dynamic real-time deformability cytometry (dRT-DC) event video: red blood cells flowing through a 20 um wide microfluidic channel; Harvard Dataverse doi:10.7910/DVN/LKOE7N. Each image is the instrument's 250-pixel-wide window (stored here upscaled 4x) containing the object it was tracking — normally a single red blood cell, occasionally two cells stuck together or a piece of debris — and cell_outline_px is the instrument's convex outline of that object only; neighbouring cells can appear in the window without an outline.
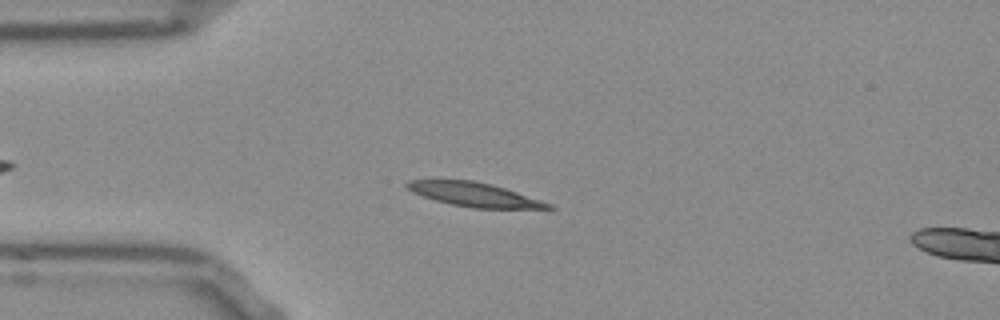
{"species": "Egyptian fruit bat (a non-hibernating species)", "species_latin": "Rousettus aegyptiacus", "temperature_condition": "room temperature", "stored_images_in_passage": 37, "camera_frame_rate_fps": 3000, "um_per_image_px": 0.085, "frame": {"image": 1, "passage_image": 9, "time_ms": 2.667, "image_size_px": [1000, 320], "cell_outline_px": [[556, 208], [472, 208], [452, 204], [436, 200], [412, 192], [404, 184], [408, 180], [472, 180], [492, 184], [552, 204]], "centroid_in_image_um": [40.29, 16.53], "position_along_channel_um": 44.7, "area_um2": 19.36}}
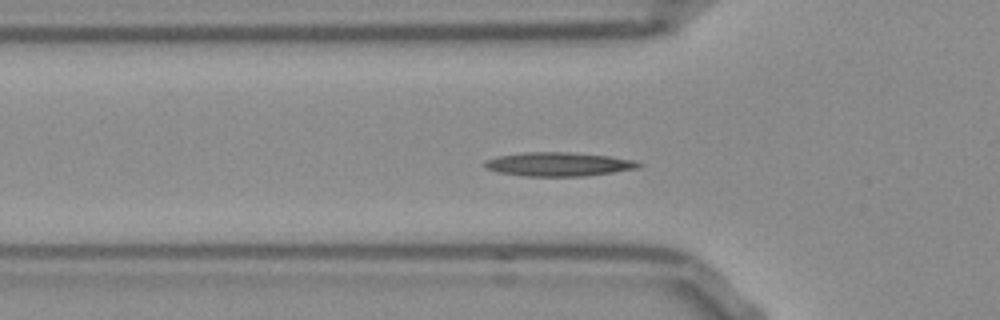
{"frame": {"image": 2, "passage_image": 13, "time_ms": 4.0, "image_size_px": [1000, 320], "cell_outline_px": [[644, 164], [640, 168], [584, 176], [524, 176], [500, 172], [484, 168], [484, 160], [496, 156], [524, 152], [568, 152], [612, 156], [632, 160]], "centroid_in_image_um": [47.47, 13.95], "position_along_channel_um": 78.3, "area_um2": 21.5}}
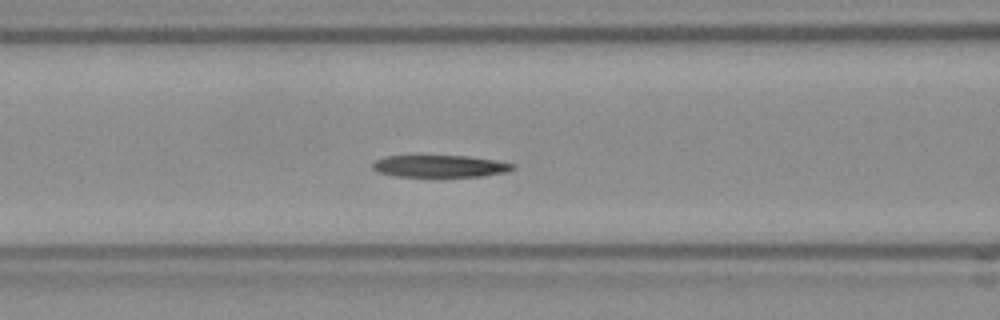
{"frame": {"image": 3, "passage_image": 17, "time_ms": 5.333, "image_size_px": [1000, 320], "cell_outline_px": [[516, 168], [504, 172], [484, 176], [396, 176], [376, 172], [372, 168], [372, 164], [376, 160], [384, 156], [468, 156], [496, 160], [516, 164]], "centroid_in_image_um": [37.4, 14.12], "position_along_channel_um": 129.2, "area_um2": 17.98}}